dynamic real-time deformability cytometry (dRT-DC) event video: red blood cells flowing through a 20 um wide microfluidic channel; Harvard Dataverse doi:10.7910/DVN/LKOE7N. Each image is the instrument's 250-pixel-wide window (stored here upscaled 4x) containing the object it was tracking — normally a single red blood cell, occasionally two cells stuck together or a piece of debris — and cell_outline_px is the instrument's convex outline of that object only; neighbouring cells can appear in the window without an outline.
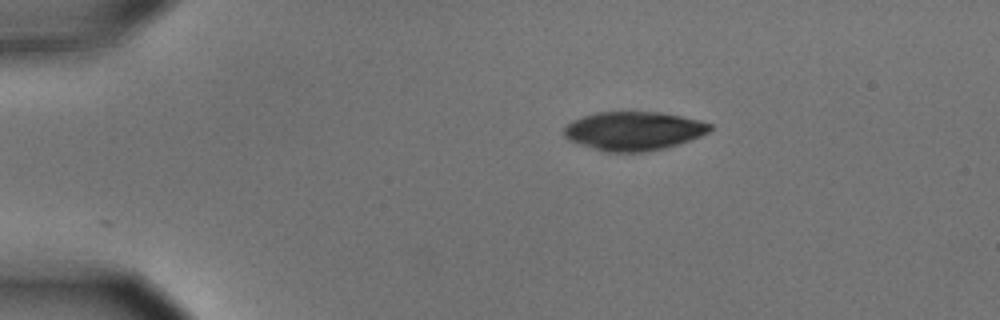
{"species": "common noctule bat (a hibernating species)", "species_latin": "Nyctalus noctula", "temperature_condition": "cold", "stored_images_in_passage": 31, "camera_frame_rate_fps": 3000, "um_per_image_px": 0.085, "animal": {"sex": "male", "body_mass_g": 15.6}, "frame": {"image": 1, "passage_image": 1, "time_ms": 0.0, "image_size_px": [1000, 320], "cell_outline_px": [[712, 128], [708, 132], [700, 136], [664, 148], [644, 152], [604, 152], [568, 140], [564, 136], [564, 128], [572, 120], [596, 112], [660, 112], [700, 120], [712, 124]], "centroid_in_image_um": [53.84, 11.13], "position_along_channel_um": 31.2, "area_um2": 32.83}}